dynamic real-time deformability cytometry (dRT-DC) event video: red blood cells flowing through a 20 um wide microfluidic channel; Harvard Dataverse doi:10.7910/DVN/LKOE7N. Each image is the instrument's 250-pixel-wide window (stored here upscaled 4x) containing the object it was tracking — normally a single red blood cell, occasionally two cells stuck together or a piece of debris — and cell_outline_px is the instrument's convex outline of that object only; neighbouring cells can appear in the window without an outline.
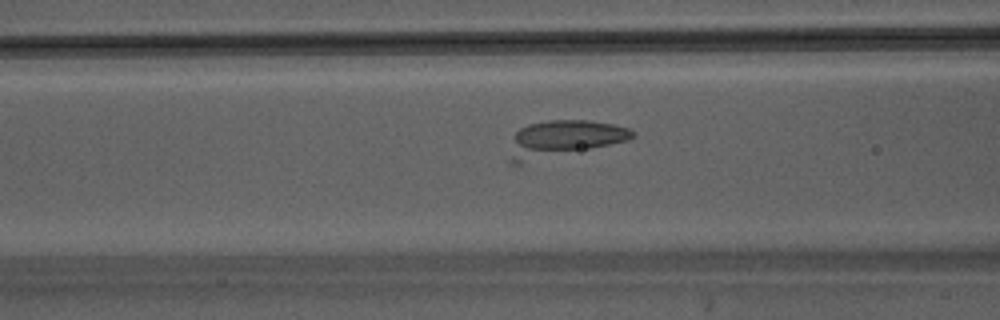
{"species": "Egyptian fruit bat (a non-hibernating species)", "species_latin": "Rousettus aegyptiacus", "temperature_condition": "warm", "stored_images_in_passage": 40, "camera_frame_rate_fps": 3000, "um_per_image_px": 0.085, "animal": {"sex": "male"}, "frame": {"image": 1, "passage_image": 14, "time_ms": 4.333, "image_size_px": [1000, 320], "cell_outline_px": [[636, 136], [628, 140], [520, 164], [508, 164], [508, 160], [516, 132], [520, 128], [528, 124], [548, 120], [588, 120], [612, 124], [628, 128]], "centroid_in_image_um": [47.86, 11.79], "position_along_channel_um": 118.7, "area_um2": 25.66}}